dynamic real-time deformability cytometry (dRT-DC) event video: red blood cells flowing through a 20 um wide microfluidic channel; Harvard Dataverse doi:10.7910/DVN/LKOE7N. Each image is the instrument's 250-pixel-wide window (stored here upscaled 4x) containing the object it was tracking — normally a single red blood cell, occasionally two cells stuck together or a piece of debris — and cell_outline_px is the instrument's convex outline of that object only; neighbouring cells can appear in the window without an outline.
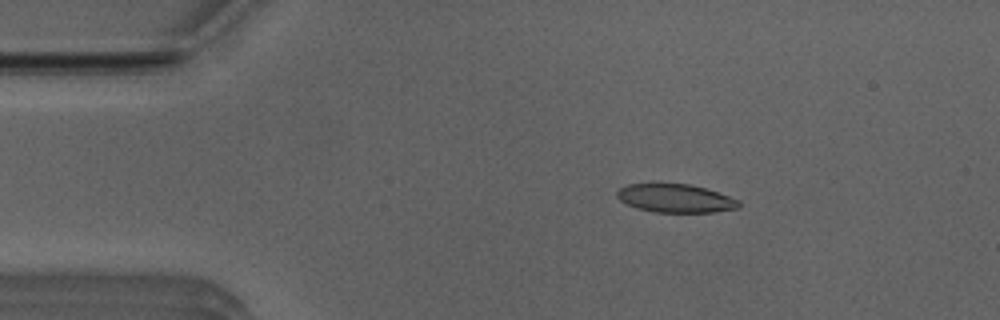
{"species": "Egyptian fruit bat (a non-hibernating species)", "species_latin": "Rousettus aegyptiacus", "temperature_condition": "room temperature", "stored_images_in_passage": 44, "camera_frame_rate_fps": 3000, "um_per_image_px": 0.085, "animal": {"sex": "male"}, "frame": {"image": 1, "passage_image": 1, "time_ms": 0.0, "image_size_px": [1000, 320], "cell_outline_px": [[740, 208], [712, 212], [652, 212], [636, 208], [620, 200], [616, 196], [616, 192], [620, 188], [628, 184], [692, 184], [740, 200]], "centroid_in_image_um": [57.41, 16.86], "position_along_channel_um": 27.6, "area_um2": 20.06}}
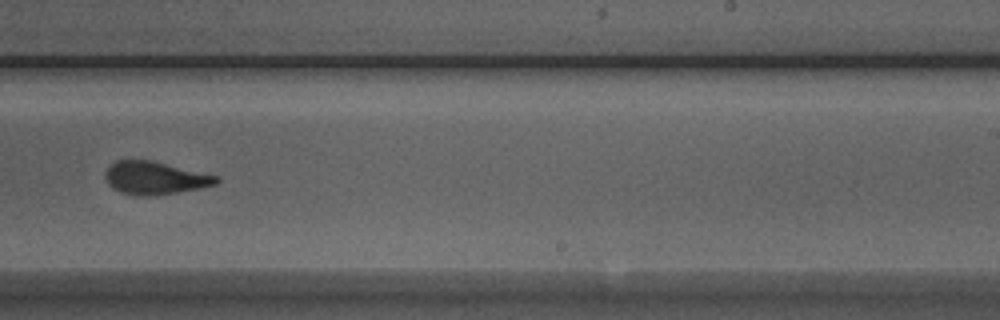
{"frame": {"image": 2, "passage_image": 24, "time_ms": 7.667, "image_size_px": [1000, 320], "cell_outline_px": [[220, 180], [216, 184], [200, 188], [176, 192], [148, 196], [136, 196], [120, 192], [112, 188], [108, 184], [104, 176], [104, 172], [116, 160], [152, 160], [220, 176]], "centroid_in_image_um": [13.17, 15.12], "position_along_channel_um": 275.8, "area_um2": 21.39}}
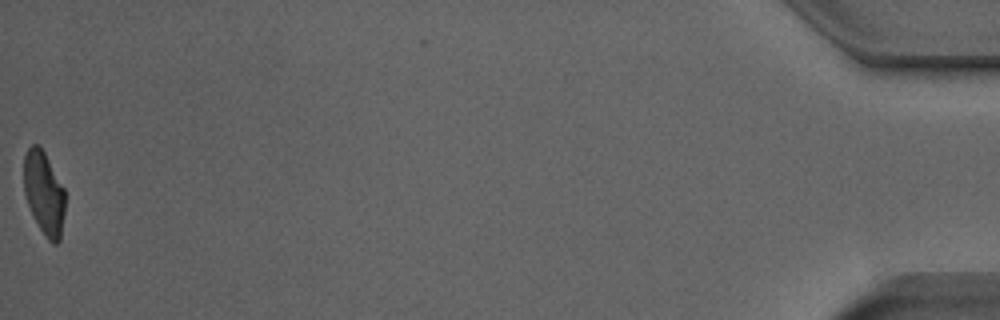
{"frame": {"image": 3, "passage_image": 44, "time_ms": 14.333, "image_size_px": [1000, 320], "cell_outline_px": [[64, 212], [60, 240], [56, 244], [52, 244], [48, 240], [40, 228], [28, 204], [24, 192], [24, 156], [28, 148], [32, 144], [40, 144], [64, 188]], "centroid_in_image_um": [3.74, 16.38], "position_along_channel_um": 431.5, "area_um2": 19.83}, "authors_computed_cell_mechanics": {"area_um2": 21.386, "velocity_mm_per_s": 3.9453, "shape_relaxation_time_tau1_ms": 2.6859, "shape_relaxation_time_tau2_ms": 1.2344, "deformation_change_tau1": 0.1672, "deformation_change_tau2": 0.098}}